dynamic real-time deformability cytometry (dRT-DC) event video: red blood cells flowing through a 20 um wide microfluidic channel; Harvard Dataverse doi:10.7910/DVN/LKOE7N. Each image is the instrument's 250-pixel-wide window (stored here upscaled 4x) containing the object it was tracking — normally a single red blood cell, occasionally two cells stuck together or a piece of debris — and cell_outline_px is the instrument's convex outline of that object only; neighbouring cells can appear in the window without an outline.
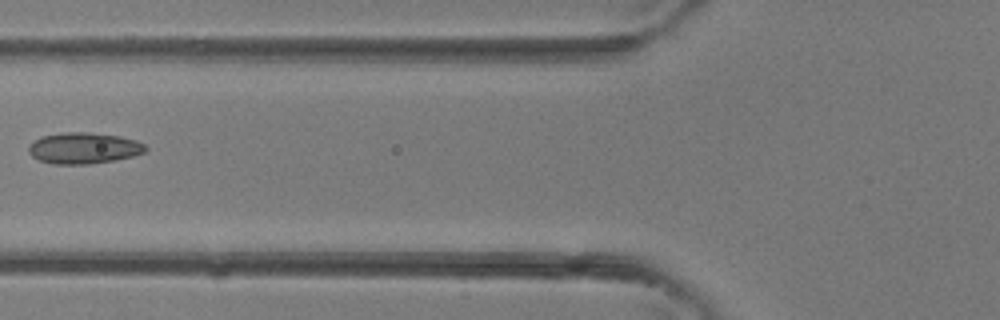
{"species": "common noctule bat (a hibernating species)", "species_latin": "Nyctalus noctula", "temperature_condition": "room temperature", "stored_images_in_passage": 5, "camera_frame_rate_fps": 3000, "um_per_image_px": 0.085, "animal": {"sex": "female"}, "frame": {"image": 1, "passage_image": 5, "time_ms": 1.333, "image_size_px": [1000, 320], "cell_outline_px": [[148, 148], [144, 152], [132, 156], [116, 160], [88, 164], [52, 164], [40, 160], [32, 156], [28, 152], [28, 148], [40, 136], [64, 132], [88, 132], [120, 136], [136, 140], [144, 144]], "centroid_in_image_um": [7.13, 12.59], "position_along_channel_um": 118.7, "area_um2": 21.21}}